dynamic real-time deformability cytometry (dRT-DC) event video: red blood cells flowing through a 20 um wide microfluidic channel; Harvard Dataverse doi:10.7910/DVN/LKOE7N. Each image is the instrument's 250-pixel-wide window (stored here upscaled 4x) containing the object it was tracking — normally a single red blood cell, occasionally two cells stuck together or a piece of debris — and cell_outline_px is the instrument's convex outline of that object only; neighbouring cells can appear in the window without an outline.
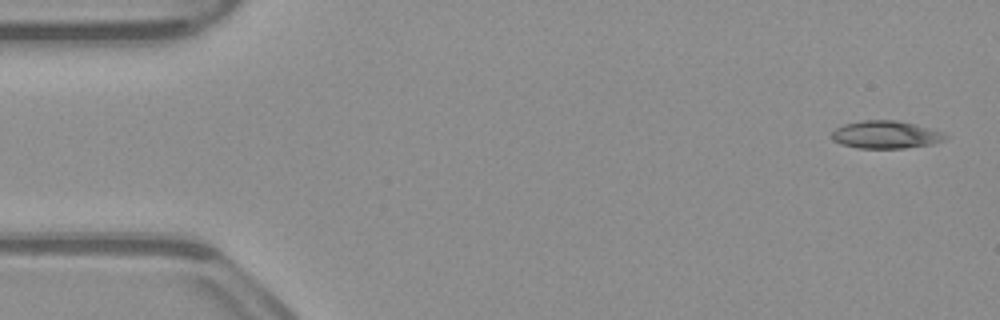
{"species": "common noctule bat (a hibernating species)", "species_latin": "Nyctalus noctula", "temperature_condition": "warm", "stored_images_in_passage": 51, "camera_frame_rate_fps": 3000, "um_per_image_px": 0.085, "animal": {"sex": "male", "body_mass_g": 23.1, "forearm_length_mm": 52.7}, "frame": {"image": 1, "passage_image": 1, "time_ms": 0.0, "image_size_px": [1000, 320], "cell_outline_px": [[948, 136], [944, 140], [932, 144], [904, 148], [856, 148], [840, 144], [832, 140], [832, 132], [836, 128], [844, 124], [860, 120], [896, 120], [928, 128], [940, 132]], "centroid_in_image_um": [75.23, 11.45], "position_along_channel_um": 9.8, "area_um2": 18.21}}
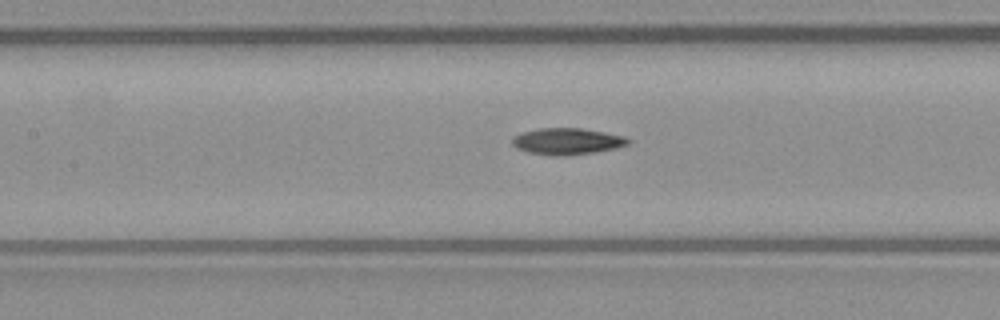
{"frame": {"image": 2, "passage_image": 22, "time_ms": 7.0, "image_size_px": [1000, 320], "cell_outline_px": [[632, 140], [628, 144], [616, 148], [596, 152], [564, 156], [552, 156], [528, 152], [516, 148], [512, 144], [512, 140], [520, 132], [536, 128], [580, 128], [604, 132], [624, 136]], "centroid_in_image_um": [48.2, 12.01], "position_along_channel_um": 159.2, "area_um2": 18.03}}
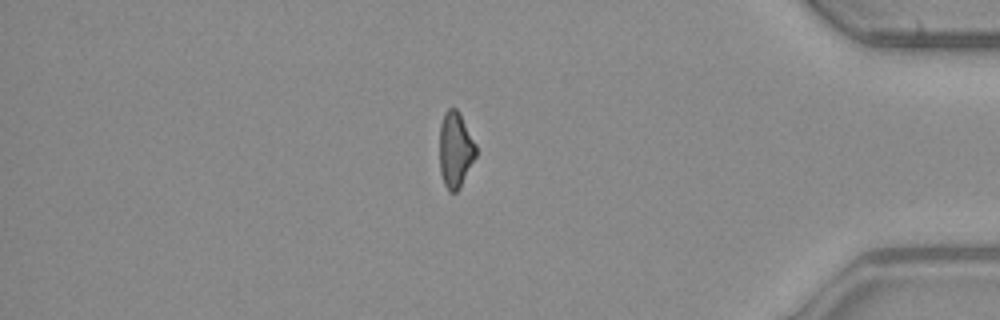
{"frame": {"image": 3, "passage_image": 43, "time_ms": 14.0, "image_size_px": [1000, 320], "cell_outline_px": [[476, 156], [460, 188], [456, 192], [448, 192], [444, 184], [440, 172], [440, 124], [444, 112], [448, 108], [456, 108], [460, 112], [476, 144]], "centroid_in_image_um": [38.71, 12.72], "position_along_channel_um": 396.5, "area_um2": 16.24}, "authors_computed_cell_mechanics": {"area_um2": 17.34, "velocity_mm_per_s": 3.939, "shape_relaxation_time_tau1_ms": null, "shape_relaxation_time_tau2_ms": 10.1825, "deformation_change_tau1": null, "deformation_change_tau2": 0.222}}